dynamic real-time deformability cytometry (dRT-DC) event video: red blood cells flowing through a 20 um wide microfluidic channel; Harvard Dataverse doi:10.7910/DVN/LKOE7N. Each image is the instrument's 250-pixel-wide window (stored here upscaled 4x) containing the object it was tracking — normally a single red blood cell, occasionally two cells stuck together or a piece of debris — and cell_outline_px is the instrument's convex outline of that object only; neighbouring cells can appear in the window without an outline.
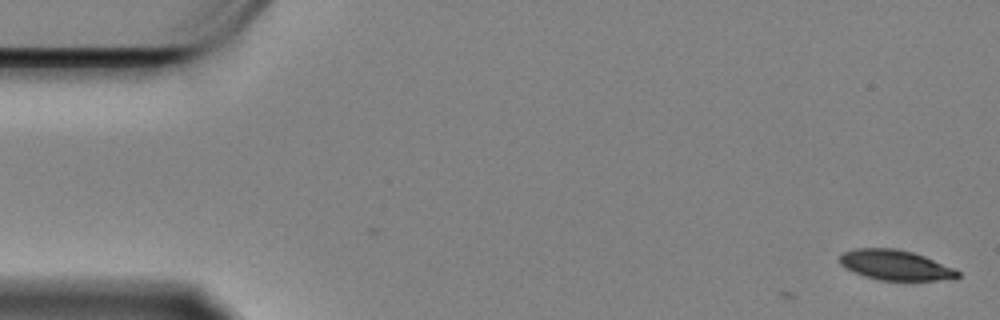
{"species": "Egyptian fruit bat (a non-hibernating species)", "species_latin": "Rousettus aegyptiacus", "temperature_condition": "cold", "stored_images_in_passage": 5, "camera_frame_rate_fps": 3000, "um_per_image_px": 0.085, "animal": {"sex": "female"}, "frame": {"image": 1, "passage_image": 1, "time_ms": 0.0, "image_size_px": [1000, 320], "cell_outline_px": [[960, 276], [956, 280], [880, 280], [864, 276], [844, 268], [836, 260], [844, 252], [856, 248], [896, 248], [912, 252], [924, 256], [956, 268], [960, 272]], "centroid_in_image_um": [76.13, 22.54], "position_along_channel_um": 8.9, "area_um2": 21.04}}